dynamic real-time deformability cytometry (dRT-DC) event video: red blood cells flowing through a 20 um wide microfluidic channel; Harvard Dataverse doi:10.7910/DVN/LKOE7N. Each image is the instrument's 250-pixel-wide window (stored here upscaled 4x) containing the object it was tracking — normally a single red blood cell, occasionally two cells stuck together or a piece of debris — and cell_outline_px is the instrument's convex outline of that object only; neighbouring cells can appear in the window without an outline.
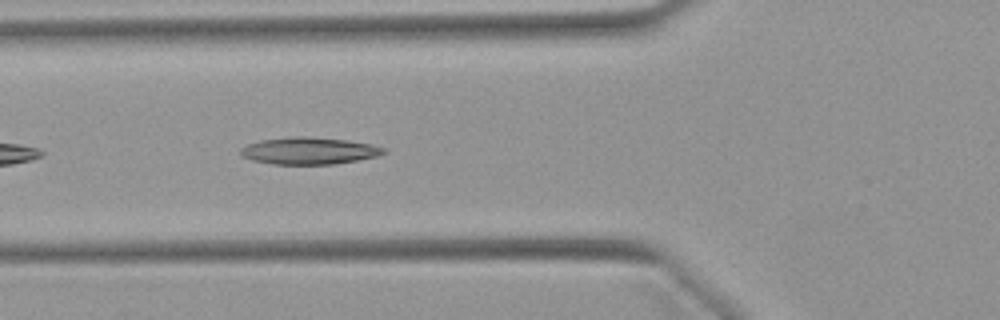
{"species": "Egyptian fruit bat (a non-hibernating species)", "species_latin": "Rousettus aegyptiacus", "temperature_condition": "warm", "stored_images_in_passage": 25, "camera_frame_rate_fps": 3000, "um_per_image_px": 0.085, "animal": {"sex": "female"}, "frame": {"image": 1, "passage_image": 8, "time_ms": 2.333, "image_size_px": [1000, 320], "cell_outline_px": [[364, 156], [348, 160], [316, 164], [292, 164], [268, 160], [280, 140], [332, 140], [356, 144]], "centroid_in_image_um": [26.71, 12.9], "position_along_channel_um": 99.1, "area_um2": 13.35}}
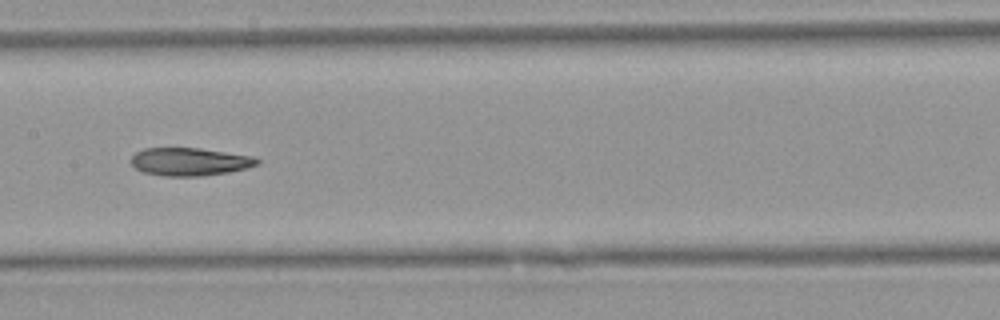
{"frame": {"image": 2, "passage_image": 15, "time_ms": 4.667, "image_size_px": [1000, 320], "cell_outline_px": [[256, 160], [252, 164], [236, 168], [216, 172], [156, 172], [144, 168], [160, 148], [188, 148], [236, 156]], "centroid_in_image_um": [16.5, 13.7], "position_along_channel_um": 190.9, "area_um2": 13.99}}
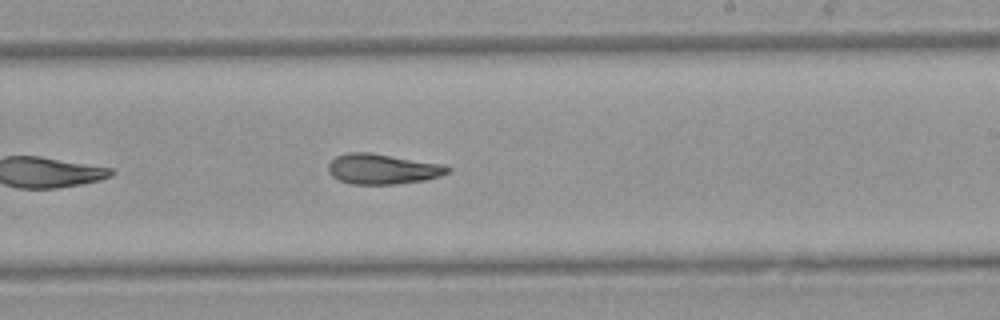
{"frame": {"image": 3, "passage_image": 20, "time_ms": 6.333, "image_size_px": [1000, 320], "cell_outline_px": [[444, 172], [432, 176], [408, 180], [348, 180], [348, 156], [380, 156], [424, 164], [444, 168]], "centroid_in_image_um": [32.98, 14.37], "position_along_channel_um": 256.0, "area_um2": 13.06}}